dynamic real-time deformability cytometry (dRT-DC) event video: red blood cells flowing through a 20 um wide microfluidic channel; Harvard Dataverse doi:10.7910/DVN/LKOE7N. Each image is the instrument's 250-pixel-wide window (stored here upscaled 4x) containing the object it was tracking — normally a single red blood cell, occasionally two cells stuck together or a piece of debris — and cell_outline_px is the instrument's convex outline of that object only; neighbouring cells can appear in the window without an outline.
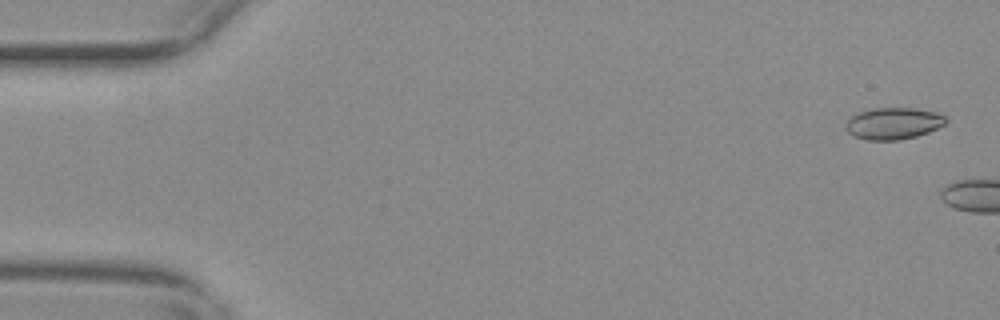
{"species": "common noctule bat (a hibernating species)", "species_latin": "Nyctalus noctula", "temperature_condition": "warm", "stored_images_in_passage": 6, "camera_frame_rate_fps": 3000, "um_per_image_px": 0.085, "animal": {"sex": "female", "body_mass_g": 29.2, "forearm_length_mm": 56.3}, "frame": {"image": 1, "passage_image": 2, "time_ms": 0.333, "image_size_px": [1000, 320], "cell_outline_px": [[948, 120], [944, 124], [928, 132], [916, 136], [900, 140], [868, 140], [856, 136], [848, 132], [844, 128], [844, 124], [852, 116], [860, 112], [872, 108], [912, 108], [936, 112], [944, 116]], "centroid_in_image_um": [75.92, 10.49], "position_along_channel_um": 9.1, "area_um2": 18.38}}